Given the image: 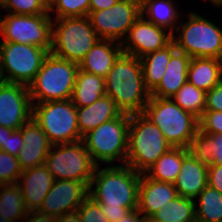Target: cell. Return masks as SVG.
Instances as JSON below:
<instances>
[{
  "instance_id": "3",
  "label": "cell",
  "mask_w": 222,
  "mask_h": 222,
  "mask_svg": "<svg viewBox=\"0 0 222 222\" xmlns=\"http://www.w3.org/2000/svg\"><path fill=\"white\" fill-rule=\"evenodd\" d=\"M170 148L172 145L148 117L143 113L130 115L126 165L142 174Z\"/></svg>"
},
{
  "instance_id": "44",
  "label": "cell",
  "mask_w": 222,
  "mask_h": 222,
  "mask_svg": "<svg viewBox=\"0 0 222 222\" xmlns=\"http://www.w3.org/2000/svg\"><path fill=\"white\" fill-rule=\"evenodd\" d=\"M119 0H90L89 11L106 10L115 5Z\"/></svg>"
},
{
  "instance_id": "24",
  "label": "cell",
  "mask_w": 222,
  "mask_h": 222,
  "mask_svg": "<svg viewBox=\"0 0 222 222\" xmlns=\"http://www.w3.org/2000/svg\"><path fill=\"white\" fill-rule=\"evenodd\" d=\"M187 81L205 92L222 81V60L216 58H191Z\"/></svg>"
},
{
  "instance_id": "13",
  "label": "cell",
  "mask_w": 222,
  "mask_h": 222,
  "mask_svg": "<svg viewBox=\"0 0 222 222\" xmlns=\"http://www.w3.org/2000/svg\"><path fill=\"white\" fill-rule=\"evenodd\" d=\"M141 15L139 5L119 0L109 9L89 11L88 18L100 39H110L122 43L127 37L129 29Z\"/></svg>"
},
{
  "instance_id": "33",
  "label": "cell",
  "mask_w": 222,
  "mask_h": 222,
  "mask_svg": "<svg viewBox=\"0 0 222 222\" xmlns=\"http://www.w3.org/2000/svg\"><path fill=\"white\" fill-rule=\"evenodd\" d=\"M184 111L201 118L206 106V92L198 89L188 81L171 97Z\"/></svg>"
},
{
  "instance_id": "43",
  "label": "cell",
  "mask_w": 222,
  "mask_h": 222,
  "mask_svg": "<svg viewBox=\"0 0 222 222\" xmlns=\"http://www.w3.org/2000/svg\"><path fill=\"white\" fill-rule=\"evenodd\" d=\"M23 222H57V217L44 215L38 211H30L22 219Z\"/></svg>"
},
{
  "instance_id": "21",
  "label": "cell",
  "mask_w": 222,
  "mask_h": 222,
  "mask_svg": "<svg viewBox=\"0 0 222 222\" xmlns=\"http://www.w3.org/2000/svg\"><path fill=\"white\" fill-rule=\"evenodd\" d=\"M208 166L200 163L190 152L183 158V163L174 186L177 194L195 200L207 186Z\"/></svg>"
},
{
  "instance_id": "48",
  "label": "cell",
  "mask_w": 222,
  "mask_h": 222,
  "mask_svg": "<svg viewBox=\"0 0 222 222\" xmlns=\"http://www.w3.org/2000/svg\"><path fill=\"white\" fill-rule=\"evenodd\" d=\"M124 1L133 2V3L137 4V5H139L140 7H142L145 4V2H146V0H124Z\"/></svg>"
},
{
  "instance_id": "5",
  "label": "cell",
  "mask_w": 222,
  "mask_h": 222,
  "mask_svg": "<svg viewBox=\"0 0 222 222\" xmlns=\"http://www.w3.org/2000/svg\"><path fill=\"white\" fill-rule=\"evenodd\" d=\"M78 70V63L49 53L34 80L28 85L32 104L71 99Z\"/></svg>"
},
{
  "instance_id": "11",
  "label": "cell",
  "mask_w": 222,
  "mask_h": 222,
  "mask_svg": "<svg viewBox=\"0 0 222 222\" xmlns=\"http://www.w3.org/2000/svg\"><path fill=\"white\" fill-rule=\"evenodd\" d=\"M4 82L28 86L50 53L45 48L15 42H0Z\"/></svg>"
},
{
  "instance_id": "12",
  "label": "cell",
  "mask_w": 222,
  "mask_h": 222,
  "mask_svg": "<svg viewBox=\"0 0 222 222\" xmlns=\"http://www.w3.org/2000/svg\"><path fill=\"white\" fill-rule=\"evenodd\" d=\"M52 15L12 14L3 18L0 42L35 45L49 52L52 48Z\"/></svg>"
},
{
  "instance_id": "37",
  "label": "cell",
  "mask_w": 222,
  "mask_h": 222,
  "mask_svg": "<svg viewBox=\"0 0 222 222\" xmlns=\"http://www.w3.org/2000/svg\"><path fill=\"white\" fill-rule=\"evenodd\" d=\"M22 131L0 125V150L17 156L23 146Z\"/></svg>"
},
{
  "instance_id": "28",
  "label": "cell",
  "mask_w": 222,
  "mask_h": 222,
  "mask_svg": "<svg viewBox=\"0 0 222 222\" xmlns=\"http://www.w3.org/2000/svg\"><path fill=\"white\" fill-rule=\"evenodd\" d=\"M173 0H146L141 7L142 16L157 26L164 27L174 33L177 23L181 22L180 9H176Z\"/></svg>"
},
{
  "instance_id": "47",
  "label": "cell",
  "mask_w": 222,
  "mask_h": 222,
  "mask_svg": "<svg viewBox=\"0 0 222 222\" xmlns=\"http://www.w3.org/2000/svg\"><path fill=\"white\" fill-rule=\"evenodd\" d=\"M4 81L3 68H2V55L0 50V82Z\"/></svg>"
},
{
  "instance_id": "46",
  "label": "cell",
  "mask_w": 222,
  "mask_h": 222,
  "mask_svg": "<svg viewBox=\"0 0 222 222\" xmlns=\"http://www.w3.org/2000/svg\"><path fill=\"white\" fill-rule=\"evenodd\" d=\"M57 222H81L77 211L66 213L57 218Z\"/></svg>"
},
{
  "instance_id": "8",
  "label": "cell",
  "mask_w": 222,
  "mask_h": 222,
  "mask_svg": "<svg viewBox=\"0 0 222 222\" xmlns=\"http://www.w3.org/2000/svg\"><path fill=\"white\" fill-rule=\"evenodd\" d=\"M129 122L130 114L121 113L83 136L86 149L96 165H112L116 160L121 161V165L126 164Z\"/></svg>"
},
{
  "instance_id": "38",
  "label": "cell",
  "mask_w": 222,
  "mask_h": 222,
  "mask_svg": "<svg viewBox=\"0 0 222 222\" xmlns=\"http://www.w3.org/2000/svg\"><path fill=\"white\" fill-rule=\"evenodd\" d=\"M77 212L81 222H109L102 212L101 205L89 196L78 207Z\"/></svg>"
},
{
  "instance_id": "14",
  "label": "cell",
  "mask_w": 222,
  "mask_h": 222,
  "mask_svg": "<svg viewBox=\"0 0 222 222\" xmlns=\"http://www.w3.org/2000/svg\"><path fill=\"white\" fill-rule=\"evenodd\" d=\"M32 114L33 104L28 86L0 82V125L18 130L32 119Z\"/></svg>"
},
{
  "instance_id": "23",
  "label": "cell",
  "mask_w": 222,
  "mask_h": 222,
  "mask_svg": "<svg viewBox=\"0 0 222 222\" xmlns=\"http://www.w3.org/2000/svg\"><path fill=\"white\" fill-rule=\"evenodd\" d=\"M191 57L176 51L167 64L164 75L150 97L171 98L187 82L188 66Z\"/></svg>"
},
{
  "instance_id": "29",
  "label": "cell",
  "mask_w": 222,
  "mask_h": 222,
  "mask_svg": "<svg viewBox=\"0 0 222 222\" xmlns=\"http://www.w3.org/2000/svg\"><path fill=\"white\" fill-rule=\"evenodd\" d=\"M196 202L178 195L155 212L149 222H196Z\"/></svg>"
},
{
  "instance_id": "25",
  "label": "cell",
  "mask_w": 222,
  "mask_h": 222,
  "mask_svg": "<svg viewBox=\"0 0 222 222\" xmlns=\"http://www.w3.org/2000/svg\"><path fill=\"white\" fill-rule=\"evenodd\" d=\"M177 51L172 41L166 47L140 58L146 89L151 93L160 83L171 56Z\"/></svg>"
},
{
  "instance_id": "22",
  "label": "cell",
  "mask_w": 222,
  "mask_h": 222,
  "mask_svg": "<svg viewBox=\"0 0 222 222\" xmlns=\"http://www.w3.org/2000/svg\"><path fill=\"white\" fill-rule=\"evenodd\" d=\"M77 125L83 137L102 123L118 117L122 112L110 96H103L91 105L76 107Z\"/></svg>"
},
{
  "instance_id": "50",
  "label": "cell",
  "mask_w": 222,
  "mask_h": 222,
  "mask_svg": "<svg viewBox=\"0 0 222 222\" xmlns=\"http://www.w3.org/2000/svg\"><path fill=\"white\" fill-rule=\"evenodd\" d=\"M3 8V5H2V2H0V9ZM1 13V12H0ZM3 18L4 16H2L0 14V34H1V31H2V24H3Z\"/></svg>"
},
{
  "instance_id": "42",
  "label": "cell",
  "mask_w": 222,
  "mask_h": 222,
  "mask_svg": "<svg viewBox=\"0 0 222 222\" xmlns=\"http://www.w3.org/2000/svg\"><path fill=\"white\" fill-rule=\"evenodd\" d=\"M101 209L109 222H119L122 218H124L132 211L130 208L126 207L101 206Z\"/></svg>"
},
{
  "instance_id": "39",
  "label": "cell",
  "mask_w": 222,
  "mask_h": 222,
  "mask_svg": "<svg viewBox=\"0 0 222 222\" xmlns=\"http://www.w3.org/2000/svg\"><path fill=\"white\" fill-rule=\"evenodd\" d=\"M199 131L206 135L222 134V112L204 111L199 119Z\"/></svg>"
},
{
  "instance_id": "27",
  "label": "cell",
  "mask_w": 222,
  "mask_h": 222,
  "mask_svg": "<svg viewBox=\"0 0 222 222\" xmlns=\"http://www.w3.org/2000/svg\"><path fill=\"white\" fill-rule=\"evenodd\" d=\"M189 153L184 147H172L166 151L144 174L158 181L174 183L179 175L183 158Z\"/></svg>"
},
{
  "instance_id": "15",
  "label": "cell",
  "mask_w": 222,
  "mask_h": 222,
  "mask_svg": "<svg viewBox=\"0 0 222 222\" xmlns=\"http://www.w3.org/2000/svg\"><path fill=\"white\" fill-rule=\"evenodd\" d=\"M172 35L168 29L147 21L141 15L122 41V52L140 59L169 45L173 41Z\"/></svg>"
},
{
  "instance_id": "45",
  "label": "cell",
  "mask_w": 222,
  "mask_h": 222,
  "mask_svg": "<svg viewBox=\"0 0 222 222\" xmlns=\"http://www.w3.org/2000/svg\"><path fill=\"white\" fill-rule=\"evenodd\" d=\"M141 215L142 214L137 209H134L119 222H149V218Z\"/></svg>"
},
{
  "instance_id": "6",
  "label": "cell",
  "mask_w": 222,
  "mask_h": 222,
  "mask_svg": "<svg viewBox=\"0 0 222 222\" xmlns=\"http://www.w3.org/2000/svg\"><path fill=\"white\" fill-rule=\"evenodd\" d=\"M187 22H179L172 38L176 49L191 58L222 60V29L196 12L187 14ZM177 32L178 35H175Z\"/></svg>"
},
{
  "instance_id": "51",
  "label": "cell",
  "mask_w": 222,
  "mask_h": 222,
  "mask_svg": "<svg viewBox=\"0 0 222 222\" xmlns=\"http://www.w3.org/2000/svg\"><path fill=\"white\" fill-rule=\"evenodd\" d=\"M0 222H19V221H13V220H8V219H5L1 216V213H0Z\"/></svg>"
},
{
  "instance_id": "7",
  "label": "cell",
  "mask_w": 222,
  "mask_h": 222,
  "mask_svg": "<svg viewBox=\"0 0 222 222\" xmlns=\"http://www.w3.org/2000/svg\"><path fill=\"white\" fill-rule=\"evenodd\" d=\"M99 40L88 16L53 19L50 53L79 64Z\"/></svg>"
},
{
  "instance_id": "1",
  "label": "cell",
  "mask_w": 222,
  "mask_h": 222,
  "mask_svg": "<svg viewBox=\"0 0 222 222\" xmlns=\"http://www.w3.org/2000/svg\"><path fill=\"white\" fill-rule=\"evenodd\" d=\"M105 93L126 114L143 113L150 99L139 58L122 53L105 77Z\"/></svg>"
},
{
  "instance_id": "49",
  "label": "cell",
  "mask_w": 222,
  "mask_h": 222,
  "mask_svg": "<svg viewBox=\"0 0 222 222\" xmlns=\"http://www.w3.org/2000/svg\"><path fill=\"white\" fill-rule=\"evenodd\" d=\"M211 2V4H214L215 7L217 6L218 8L221 7L222 5V0H208Z\"/></svg>"
},
{
  "instance_id": "2",
  "label": "cell",
  "mask_w": 222,
  "mask_h": 222,
  "mask_svg": "<svg viewBox=\"0 0 222 222\" xmlns=\"http://www.w3.org/2000/svg\"><path fill=\"white\" fill-rule=\"evenodd\" d=\"M100 166L96 165L90 181L89 197L101 206L137 209L141 173L126 164Z\"/></svg>"
},
{
  "instance_id": "36",
  "label": "cell",
  "mask_w": 222,
  "mask_h": 222,
  "mask_svg": "<svg viewBox=\"0 0 222 222\" xmlns=\"http://www.w3.org/2000/svg\"><path fill=\"white\" fill-rule=\"evenodd\" d=\"M22 173L17 156L0 150V182L2 184L18 183Z\"/></svg>"
},
{
  "instance_id": "26",
  "label": "cell",
  "mask_w": 222,
  "mask_h": 222,
  "mask_svg": "<svg viewBox=\"0 0 222 222\" xmlns=\"http://www.w3.org/2000/svg\"><path fill=\"white\" fill-rule=\"evenodd\" d=\"M105 78L78 70L71 101L76 107L91 105L105 96Z\"/></svg>"
},
{
  "instance_id": "34",
  "label": "cell",
  "mask_w": 222,
  "mask_h": 222,
  "mask_svg": "<svg viewBox=\"0 0 222 222\" xmlns=\"http://www.w3.org/2000/svg\"><path fill=\"white\" fill-rule=\"evenodd\" d=\"M90 0H50L49 14L56 13V18L88 16Z\"/></svg>"
},
{
  "instance_id": "19",
  "label": "cell",
  "mask_w": 222,
  "mask_h": 222,
  "mask_svg": "<svg viewBox=\"0 0 222 222\" xmlns=\"http://www.w3.org/2000/svg\"><path fill=\"white\" fill-rule=\"evenodd\" d=\"M53 181L54 178L45 165L22 171L17 184L21 188L28 212L37 211L40 208Z\"/></svg>"
},
{
  "instance_id": "16",
  "label": "cell",
  "mask_w": 222,
  "mask_h": 222,
  "mask_svg": "<svg viewBox=\"0 0 222 222\" xmlns=\"http://www.w3.org/2000/svg\"><path fill=\"white\" fill-rule=\"evenodd\" d=\"M89 187L77 180H54L42 201L39 213L54 217L77 211L89 196Z\"/></svg>"
},
{
  "instance_id": "4",
  "label": "cell",
  "mask_w": 222,
  "mask_h": 222,
  "mask_svg": "<svg viewBox=\"0 0 222 222\" xmlns=\"http://www.w3.org/2000/svg\"><path fill=\"white\" fill-rule=\"evenodd\" d=\"M143 114L162 131L172 147L188 149L199 131V119L181 109L171 98L150 97Z\"/></svg>"
},
{
  "instance_id": "18",
  "label": "cell",
  "mask_w": 222,
  "mask_h": 222,
  "mask_svg": "<svg viewBox=\"0 0 222 222\" xmlns=\"http://www.w3.org/2000/svg\"><path fill=\"white\" fill-rule=\"evenodd\" d=\"M177 196L174 183L151 179L142 173L138 190L137 210L146 218H150L162 206Z\"/></svg>"
},
{
  "instance_id": "10",
  "label": "cell",
  "mask_w": 222,
  "mask_h": 222,
  "mask_svg": "<svg viewBox=\"0 0 222 222\" xmlns=\"http://www.w3.org/2000/svg\"><path fill=\"white\" fill-rule=\"evenodd\" d=\"M44 165L54 180L82 181L88 187L96 168L83 140L52 145Z\"/></svg>"
},
{
  "instance_id": "17",
  "label": "cell",
  "mask_w": 222,
  "mask_h": 222,
  "mask_svg": "<svg viewBox=\"0 0 222 222\" xmlns=\"http://www.w3.org/2000/svg\"><path fill=\"white\" fill-rule=\"evenodd\" d=\"M20 130L22 131L24 143L17 155V159L22 171L44 165L52 147L45 132L33 118L24 124Z\"/></svg>"
},
{
  "instance_id": "20",
  "label": "cell",
  "mask_w": 222,
  "mask_h": 222,
  "mask_svg": "<svg viewBox=\"0 0 222 222\" xmlns=\"http://www.w3.org/2000/svg\"><path fill=\"white\" fill-rule=\"evenodd\" d=\"M122 53L120 42L100 39L81 60L78 67L84 72L105 78Z\"/></svg>"
},
{
  "instance_id": "32",
  "label": "cell",
  "mask_w": 222,
  "mask_h": 222,
  "mask_svg": "<svg viewBox=\"0 0 222 222\" xmlns=\"http://www.w3.org/2000/svg\"><path fill=\"white\" fill-rule=\"evenodd\" d=\"M196 222H222V194L207 185L196 197Z\"/></svg>"
},
{
  "instance_id": "40",
  "label": "cell",
  "mask_w": 222,
  "mask_h": 222,
  "mask_svg": "<svg viewBox=\"0 0 222 222\" xmlns=\"http://www.w3.org/2000/svg\"><path fill=\"white\" fill-rule=\"evenodd\" d=\"M205 111L222 112V81L206 92Z\"/></svg>"
},
{
  "instance_id": "35",
  "label": "cell",
  "mask_w": 222,
  "mask_h": 222,
  "mask_svg": "<svg viewBox=\"0 0 222 222\" xmlns=\"http://www.w3.org/2000/svg\"><path fill=\"white\" fill-rule=\"evenodd\" d=\"M2 5L12 14H49V7L42 0H2Z\"/></svg>"
},
{
  "instance_id": "52",
  "label": "cell",
  "mask_w": 222,
  "mask_h": 222,
  "mask_svg": "<svg viewBox=\"0 0 222 222\" xmlns=\"http://www.w3.org/2000/svg\"><path fill=\"white\" fill-rule=\"evenodd\" d=\"M42 1L49 7V4H50L49 0H42Z\"/></svg>"
},
{
  "instance_id": "31",
  "label": "cell",
  "mask_w": 222,
  "mask_h": 222,
  "mask_svg": "<svg viewBox=\"0 0 222 222\" xmlns=\"http://www.w3.org/2000/svg\"><path fill=\"white\" fill-rule=\"evenodd\" d=\"M0 190L1 216L13 221L23 219L28 210L25 207L22 191L18 184H3Z\"/></svg>"
},
{
  "instance_id": "30",
  "label": "cell",
  "mask_w": 222,
  "mask_h": 222,
  "mask_svg": "<svg viewBox=\"0 0 222 222\" xmlns=\"http://www.w3.org/2000/svg\"><path fill=\"white\" fill-rule=\"evenodd\" d=\"M188 149L202 164L222 165V134L206 135L198 131Z\"/></svg>"
},
{
  "instance_id": "41",
  "label": "cell",
  "mask_w": 222,
  "mask_h": 222,
  "mask_svg": "<svg viewBox=\"0 0 222 222\" xmlns=\"http://www.w3.org/2000/svg\"><path fill=\"white\" fill-rule=\"evenodd\" d=\"M207 185L222 194V165L212 164L208 166Z\"/></svg>"
},
{
  "instance_id": "9",
  "label": "cell",
  "mask_w": 222,
  "mask_h": 222,
  "mask_svg": "<svg viewBox=\"0 0 222 222\" xmlns=\"http://www.w3.org/2000/svg\"><path fill=\"white\" fill-rule=\"evenodd\" d=\"M32 118L52 145L82 140L78 130L76 106L71 99L33 104Z\"/></svg>"
}]
</instances>
